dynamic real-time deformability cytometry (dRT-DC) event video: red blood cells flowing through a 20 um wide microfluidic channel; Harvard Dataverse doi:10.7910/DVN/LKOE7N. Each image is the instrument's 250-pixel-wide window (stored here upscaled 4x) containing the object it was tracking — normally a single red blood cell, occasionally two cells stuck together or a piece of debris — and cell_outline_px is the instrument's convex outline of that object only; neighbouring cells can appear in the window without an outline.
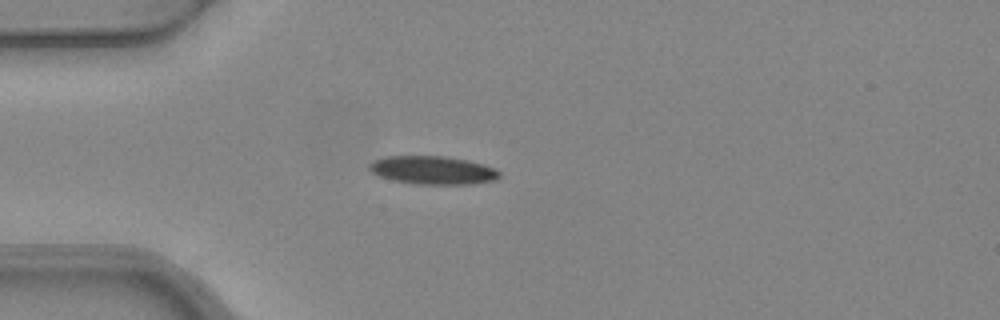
{"species": "common noctule bat (a hibernating species)", "species_latin": "Nyctalus noctula", "temperature_condition": "warm", "stored_images_in_passage": 1, "camera_frame_rate_fps": 3000, "um_per_image_px": 0.085, "animal": {"sex": "female", "body_mass_g": 24.6, "forearm_length_mm": 56.2}, "frame": {"image": 1, "passage_image": 1, "time_ms": 0.0, "image_size_px": [1000, 320], "cell_outline_px": [[500, 176], [496, 180], [472, 184], [420, 184], [392, 180], [380, 176], [372, 172], [368, 168], [368, 164], [372, 160], [384, 156], [444, 156], [468, 160], [484, 164], [500, 172]], "centroid_in_image_um": [36.77, 14.46], "position_along_channel_um": 48.2, "area_um2": 21.5}}